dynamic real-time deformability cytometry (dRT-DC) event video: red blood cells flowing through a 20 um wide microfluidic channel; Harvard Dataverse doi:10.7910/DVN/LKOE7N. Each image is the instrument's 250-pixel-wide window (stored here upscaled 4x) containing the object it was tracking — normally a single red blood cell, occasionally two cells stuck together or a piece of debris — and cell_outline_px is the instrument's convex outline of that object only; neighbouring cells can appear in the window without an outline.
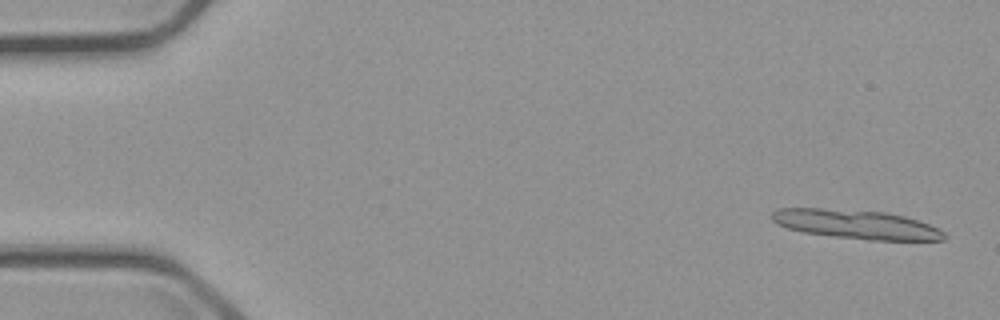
{"species": "common noctule bat (a hibernating species)", "species_latin": "Nyctalus noctula", "temperature_condition": "cold", "stored_images_in_passage": 6, "segment_of_instrument_passage": [1, 2], "camera_frame_rate_fps": 3000, "um_per_image_px": 0.085, "animal": {"sex": "male", "body_mass_g": 23.1, "forearm_length_mm": 52.7}, "frame": {"image": 1, "passage_image": 1, "time_ms": 0.0, "image_size_px": [1000, 320], "cell_outline_px": [[948, 236], [944, 240], [868, 240], [804, 232], [788, 228], [776, 224], [768, 216], [776, 208], [820, 208], [884, 212], [904, 216], [940, 228]], "centroid_in_image_um": [72.76, 19.07], "position_along_channel_um": 12.2, "area_um2": 29.13}}